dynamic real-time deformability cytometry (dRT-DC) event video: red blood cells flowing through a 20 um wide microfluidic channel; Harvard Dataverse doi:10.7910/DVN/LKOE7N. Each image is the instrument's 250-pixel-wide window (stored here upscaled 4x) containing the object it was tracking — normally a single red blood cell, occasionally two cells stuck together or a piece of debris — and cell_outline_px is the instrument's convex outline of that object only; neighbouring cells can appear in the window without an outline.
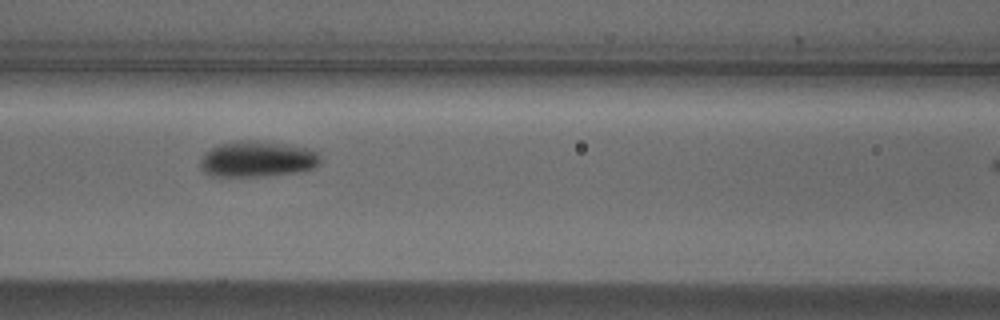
{"species": "Egyptian fruit bat (a non-hibernating species)", "species_latin": "Rousettus aegyptiacus", "temperature_condition": "cold", "stored_images_in_passage": 6, "camera_frame_rate_fps": 3000, "um_per_image_px": 0.085, "animal": {"sex": "male"}, "frame": {"image": 1, "passage_image": 3, "time_ms": 0.667, "image_size_px": [1000, 320], "cell_outline_px": [[320, 160], [312, 168], [296, 172], [260, 176], [212, 176], [204, 172], [200, 168], [200, 160], [204, 152], [220, 144], [236, 140], [252, 140], [288, 144], [308, 148], [320, 152]], "centroid_in_image_um": [21.85, 13.5], "position_along_channel_um": 144.8, "area_um2": 25.14}}
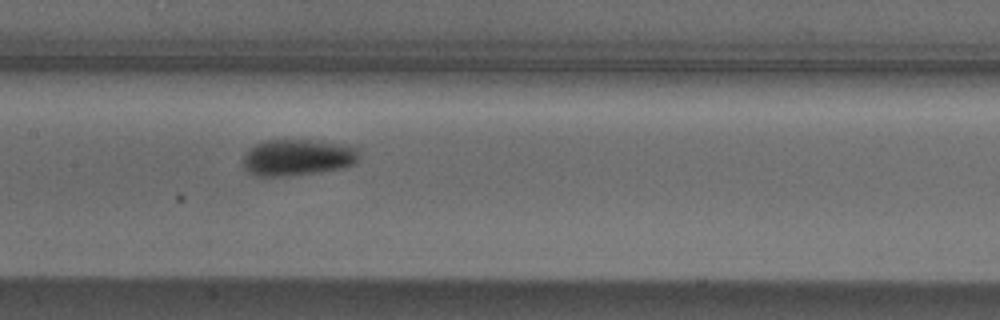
{"frame": {"image": 2, "passage_image": 4, "time_ms": 1.0, "image_size_px": [1000, 320], "cell_outline_px": [[360, 156], [352, 164], [344, 168], [320, 172], [292, 176], [256, 176], [248, 172], [244, 168], [244, 156], [248, 148], [264, 140], [308, 140], [344, 144], [356, 148]], "centroid_in_image_um": [25.27, 13.39], "position_along_channel_um": 182.1, "area_um2": 24.74}}
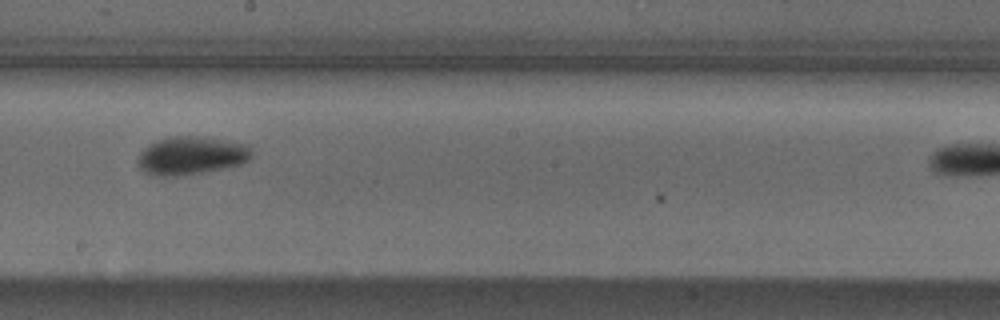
{"frame": {"image": 3, "passage_image": 5, "time_ms": 1.333, "image_size_px": [1000, 320], "cell_outline_px": [[252, 156], [248, 160], [240, 164], [180, 176], [156, 176], [144, 172], [140, 168], [136, 160], [140, 152], [148, 144], [156, 140], [168, 136], [196, 136], [224, 140], [248, 144], [252, 148]], "centroid_in_image_um": [16.21, 13.21], "position_along_channel_um": 232.0, "area_um2": 25.37}}